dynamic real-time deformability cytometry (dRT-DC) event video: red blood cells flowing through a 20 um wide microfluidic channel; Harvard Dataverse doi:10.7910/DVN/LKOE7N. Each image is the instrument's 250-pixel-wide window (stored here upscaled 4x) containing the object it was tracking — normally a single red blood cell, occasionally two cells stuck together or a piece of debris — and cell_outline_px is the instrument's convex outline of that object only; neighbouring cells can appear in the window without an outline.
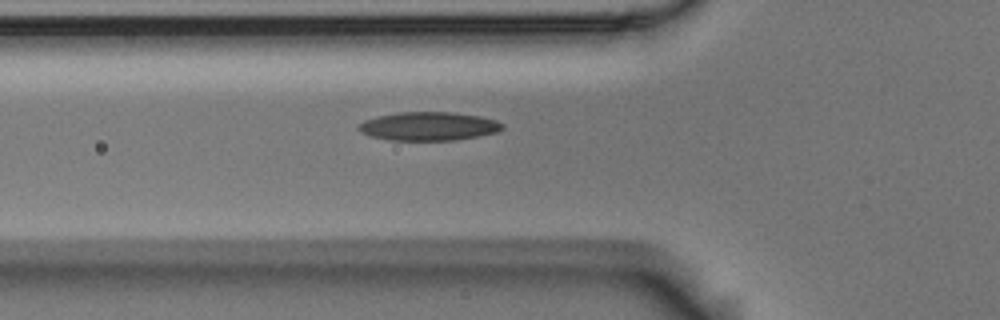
{"species": "Egyptian fruit bat (a non-hibernating species)", "species_latin": "Rousettus aegyptiacus", "temperature_condition": "room temperature", "stored_images_in_passage": 5, "camera_frame_rate_fps": 3000, "um_per_image_px": 0.085, "animal": {"sex": "male"}, "frame": {"image": 1, "passage_image": 5, "time_ms": 1.333, "image_size_px": [1000, 320], "cell_outline_px": [[504, 128], [496, 132], [476, 136], [452, 140], [388, 140], [368, 136], [360, 132], [356, 128], [364, 120], [376, 116], [396, 112], [452, 112], [480, 116], [496, 120], [504, 124]], "centroid_in_image_um": [36.38, 10.72], "position_along_channel_um": 89.4, "area_um2": 24.04}}